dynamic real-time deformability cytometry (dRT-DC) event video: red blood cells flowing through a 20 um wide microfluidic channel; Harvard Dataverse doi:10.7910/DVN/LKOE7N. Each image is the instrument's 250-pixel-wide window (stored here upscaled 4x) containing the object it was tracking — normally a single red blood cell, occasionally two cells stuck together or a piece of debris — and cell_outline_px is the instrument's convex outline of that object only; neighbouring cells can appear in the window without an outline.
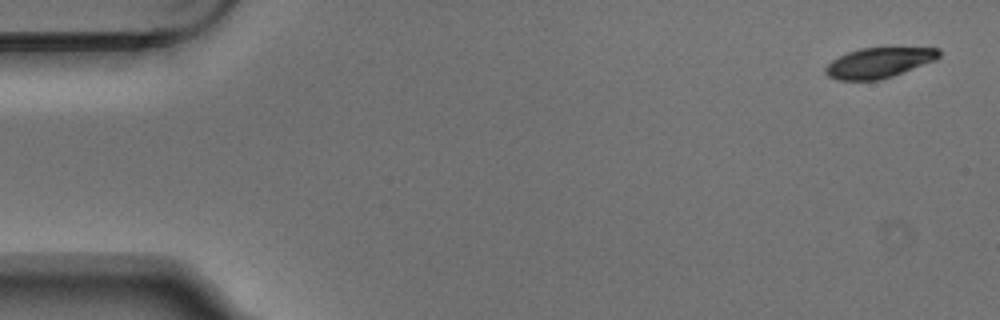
{"species": "Egyptian fruit bat (a non-hibernating species)", "species_latin": "Rousettus aegyptiacus", "temperature_condition": "warm", "stored_images_in_passage": 3, "camera_frame_rate_fps": 3000, "um_per_image_px": 0.085, "animal": {"sex": "male"}, "frame": {"image": 1, "passage_image": 1, "time_ms": 0.0, "image_size_px": [1000, 320], "cell_outline_px": [[940, 56], [936, 60], [892, 76], [880, 80], [836, 80], [828, 76], [824, 72], [824, 68], [832, 60], [848, 52], [860, 48], [892, 44], [940, 48]], "centroid_in_image_um": [74.77, 5.26], "position_along_channel_um": 10.2, "area_um2": 21.04}}